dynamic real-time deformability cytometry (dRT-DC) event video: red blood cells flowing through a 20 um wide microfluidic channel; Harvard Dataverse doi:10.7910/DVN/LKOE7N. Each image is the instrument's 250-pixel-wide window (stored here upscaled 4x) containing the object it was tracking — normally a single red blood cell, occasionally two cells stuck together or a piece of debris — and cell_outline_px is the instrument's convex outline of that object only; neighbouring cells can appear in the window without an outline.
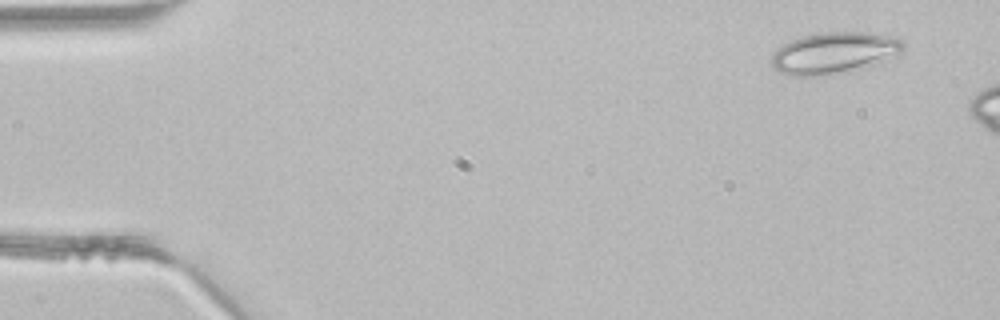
{"species": "common noctule bat (a hibernating species)", "species_latin": "Nyctalus noctula", "temperature_condition": "room temperature", "stored_images_in_passage": 3, "camera_frame_rate_fps": 3000, "um_per_image_px": 0.085, "animal": {"sex": "male", "body_mass_g": 21.5, "forearm_length_mm": 52.0}, "frame": {"image": 1, "passage_image": 1, "time_ms": 0.0, "image_size_px": [1000, 320], "cell_outline_px": [[904, 48], [900, 52], [884, 60], [872, 64], [824, 76], [788, 76], [772, 68], [772, 56], [784, 44], [800, 36], [824, 32], [876, 32], [892, 36], [900, 40], [904, 44]], "centroid_in_image_um": [70.87, 4.48], "position_along_channel_um": 14.1, "area_um2": 31.44}}